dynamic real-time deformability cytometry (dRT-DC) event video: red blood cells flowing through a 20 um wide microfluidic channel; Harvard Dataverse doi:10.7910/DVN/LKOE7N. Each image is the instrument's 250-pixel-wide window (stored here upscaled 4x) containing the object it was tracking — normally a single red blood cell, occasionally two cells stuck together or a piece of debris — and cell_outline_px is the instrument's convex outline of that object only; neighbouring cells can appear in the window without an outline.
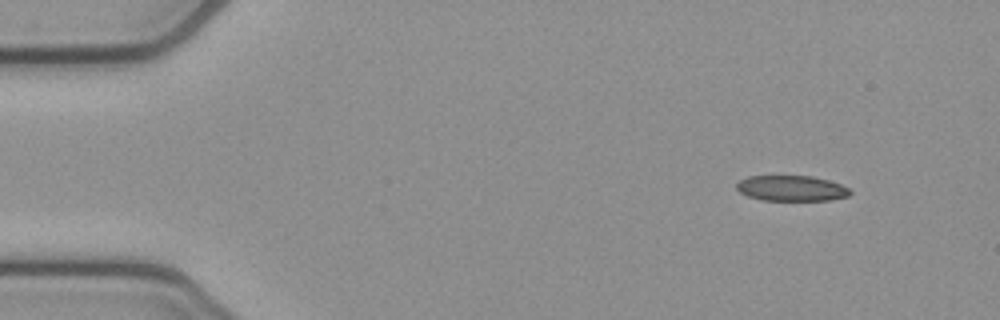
{"species": "common noctule bat (a hibernating species)", "species_latin": "Nyctalus noctula", "temperature_condition": "cold", "stored_images_in_passage": 49, "camera_frame_rate_fps": 3000, "um_per_image_px": 0.085, "animal": {"sex": "female", "body_mass_g": 21.9}, "frame": {"image": 1, "passage_image": 1, "time_ms": 0.0, "image_size_px": [1000, 320], "cell_outline_px": [[852, 192], [848, 196], [832, 200], [764, 200], [748, 196], [740, 192], [736, 188], [736, 184], [740, 180], [748, 176], [812, 176], [828, 180], [840, 184], [848, 188]], "centroid_in_image_um": [67.28, 16.0], "position_along_channel_um": 17.7, "area_um2": 16.82}}
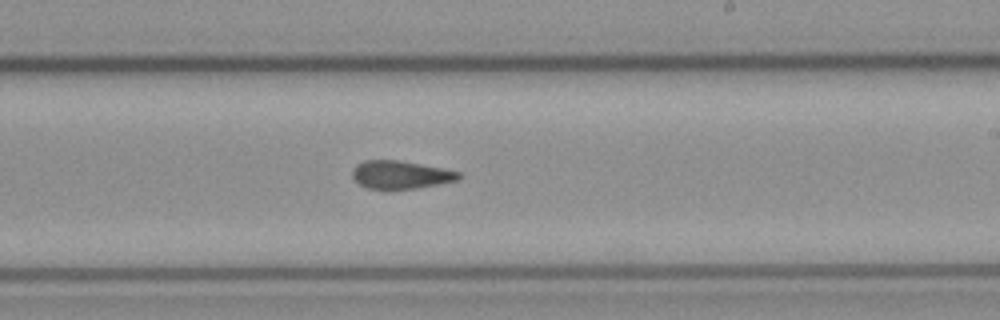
{"frame": {"image": 2, "passage_image": 27, "time_ms": 8.667, "image_size_px": [1000, 320], "cell_outline_px": [[460, 180], [416, 188], [368, 188], [360, 184], [352, 176], [352, 172], [356, 164], [364, 160], [400, 160], [460, 172]], "centroid_in_image_um": [34.05, 14.84], "position_along_channel_um": 255.0, "area_um2": 17.05}}
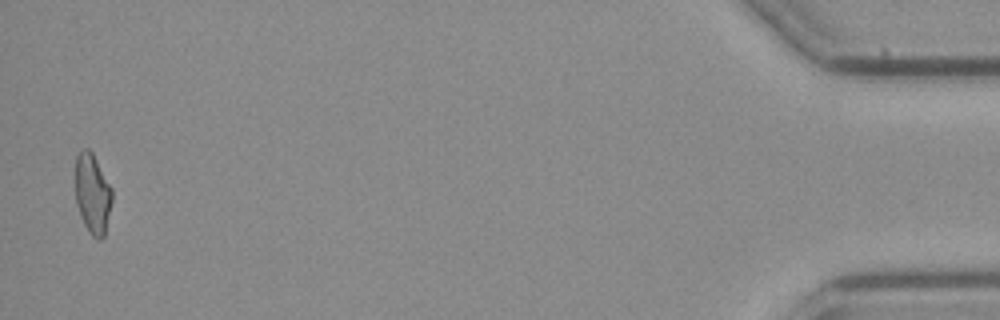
{"frame": {"image": 3, "passage_image": 48, "time_ms": 15.667, "image_size_px": [1000, 320], "cell_outline_px": [[112, 200], [104, 236], [100, 240], [96, 240], [92, 236], [84, 224], [80, 216], [76, 204], [76, 156], [80, 148], [88, 148], [92, 152], [112, 188]], "centroid_in_image_um": [7.86, 16.46], "position_along_channel_um": 427.3, "area_um2": 17.17}, "authors_computed_cell_mechanics": {"area_um2": 18.0914, "velocity_mm_per_s": 3.8386, "shape_relaxation_time_tau1_ms": null, "shape_relaxation_time_tau2_ms": 2.3637, "deformation_change_tau1": null, "deformation_change_tau2": 0.1062}}